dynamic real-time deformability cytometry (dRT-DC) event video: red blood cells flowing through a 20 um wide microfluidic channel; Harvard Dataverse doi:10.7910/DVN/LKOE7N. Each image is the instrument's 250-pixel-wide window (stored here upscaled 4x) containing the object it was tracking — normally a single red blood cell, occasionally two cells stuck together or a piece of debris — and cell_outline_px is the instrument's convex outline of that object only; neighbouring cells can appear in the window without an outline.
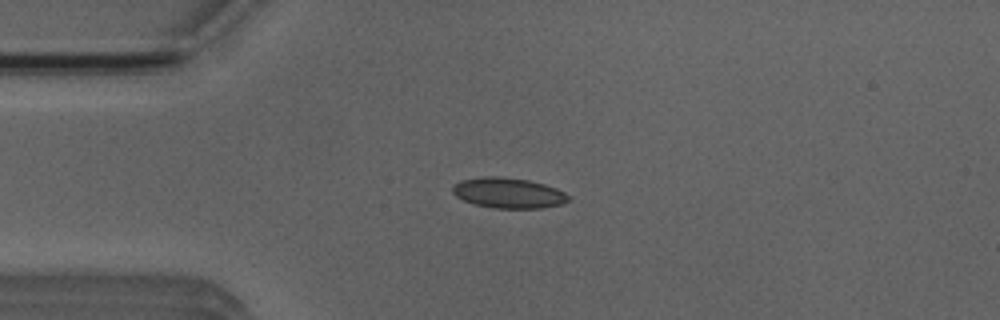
{"species": "Egyptian fruit bat (a non-hibernating species)", "species_latin": "Rousettus aegyptiacus", "temperature_condition": "room temperature", "stored_images_in_passage": 6, "camera_frame_rate_fps": 3000, "um_per_image_px": 0.085, "animal": {"sex": "male"}, "frame": {"image": 1, "passage_image": 2, "time_ms": 1.333, "image_size_px": [1000, 320], "cell_outline_px": [[572, 200], [564, 204], [540, 208], [492, 208], [472, 204], [456, 196], [452, 192], [452, 188], [460, 180], [480, 176], [500, 176], [528, 180], [544, 184], [556, 188], [564, 192]], "centroid_in_image_um": [43.22, 16.4], "position_along_channel_um": 41.8, "area_um2": 20.75}}
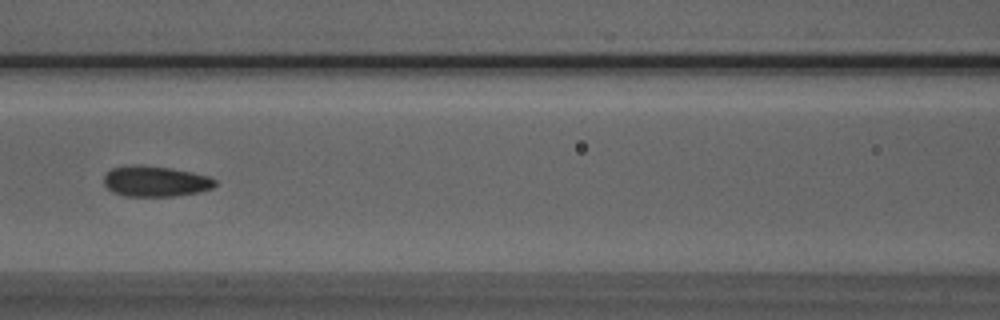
{"frame": {"image": 2, "passage_image": 5, "time_ms": 4.667, "image_size_px": [1000, 320], "cell_outline_px": [[216, 184], [212, 188], [200, 192], [172, 196], [124, 196], [112, 192], [104, 184], [104, 176], [112, 168], [140, 164], [168, 168], [192, 172], [208, 176], [216, 180]], "centroid_in_image_um": [13.21, 15.42], "position_along_channel_um": 153.4, "area_um2": 19.77}}
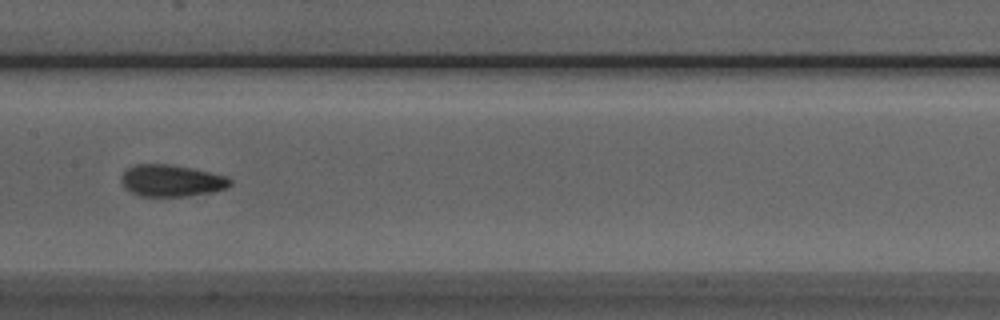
{"frame": {"image": 3, "passage_image": 6, "time_ms": 5.667, "image_size_px": [1000, 320], "cell_outline_px": [[232, 184], [228, 188], [212, 192], [188, 196], [140, 196], [124, 188], [120, 180], [124, 172], [128, 168], [136, 164], [172, 164], [192, 168], [228, 176], [232, 180]], "centroid_in_image_um": [14.61, 15.35], "position_along_channel_um": 192.8, "area_um2": 20.35}}